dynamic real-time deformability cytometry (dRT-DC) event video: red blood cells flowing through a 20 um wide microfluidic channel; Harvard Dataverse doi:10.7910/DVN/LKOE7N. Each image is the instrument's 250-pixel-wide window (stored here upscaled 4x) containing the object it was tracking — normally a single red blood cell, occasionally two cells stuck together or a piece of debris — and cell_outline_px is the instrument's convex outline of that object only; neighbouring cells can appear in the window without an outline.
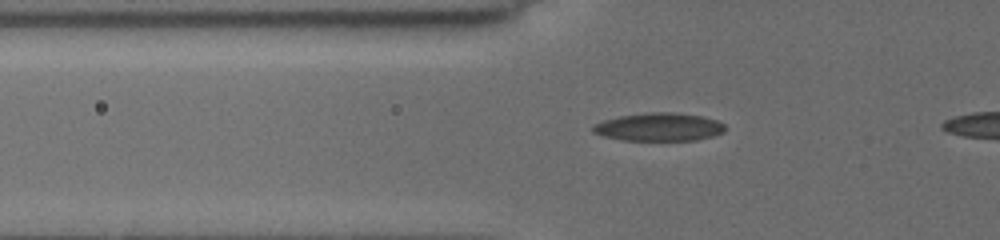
{"species": "common noctule bat (a hibernating species)", "species_latin": "Nyctalus noctula", "temperature_condition": "cold", "stored_images_in_passage": 17, "camera_frame_rate_fps": 3000, "um_per_image_px": 0.085, "animal": {"sex": "female", "body_mass_g": 19.5, "forearm_length_mm": 54.1}, "frame": {"image": 1, "passage_image": 10, "time_ms": 2.0, "image_size_px": [1000, 240], "cell_outline_px": [[724, 132], [712, 136], [696, 140], [624, 140], [604, 136], [592, 132], [592, 124], [604, 120], [620, 116], [652, 112], [676, 112], [704, 116], [716, 120], [724, 124]], "centroid_in_image_um": [56.02, 10.79], "position_along_channel_um": 69.8, "area_um2": 21.62}}
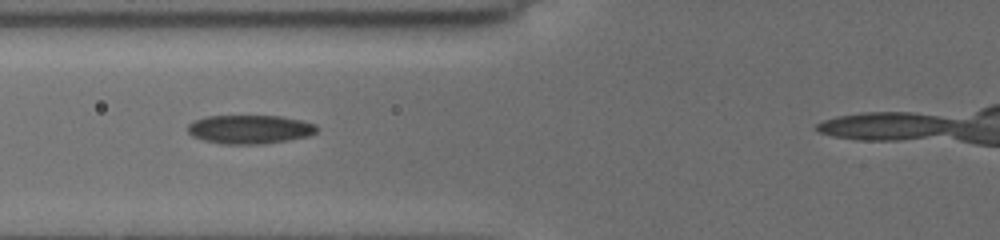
{"frame": {"image": 2, "passage_image": 16, "time_ms": 3.0, "image_size_px": [1000, 240], "cell_outline_px": [[320, 128], [316, 132], [308, 136], [288, 140], [264, 144], [220, 144], [204, 140], [192, 136], [188, 132], [188, 124], [196, 120], [208, 116], [280, 116], [300, 120], [316, 124]], "centroid_in_image_um": [21.25, 11.0], "position_along_channel_um": 104.5, "area_um2": 21.68}}